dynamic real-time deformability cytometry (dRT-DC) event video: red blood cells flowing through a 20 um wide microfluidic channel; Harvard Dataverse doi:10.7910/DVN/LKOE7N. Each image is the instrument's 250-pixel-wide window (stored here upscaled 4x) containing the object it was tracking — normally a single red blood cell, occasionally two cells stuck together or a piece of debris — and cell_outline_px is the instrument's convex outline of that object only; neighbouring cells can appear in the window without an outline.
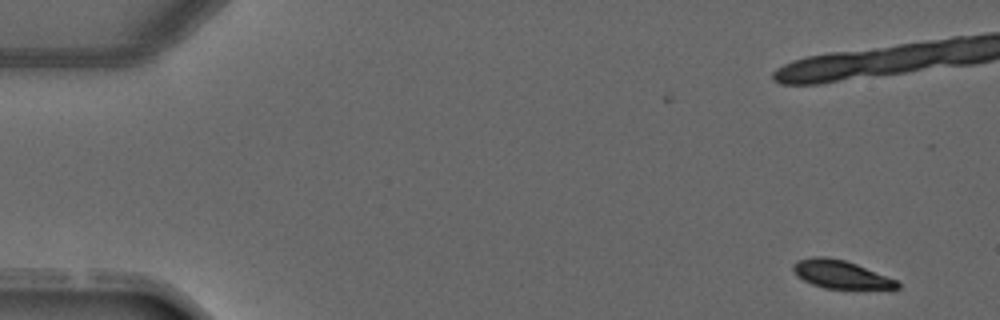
{"species": "common noctule bat (a hibernating species)", "species_latin": "Nyctalus noctula", "temperature_condition": "warm", "stored_images_in_passage": 5, "camera_frame_rate_fps": 3000, "um_per_image_px": 0.085, "animal": {"sex": "male", "forearm_length_mm": 52.5}, "frame": {"image": 1, "passage_image": 1, "time_ms": 0.0, "image_size_px": [1000, 320], "cell_outline_px": [[900, 288], [824, 288], [812, 284], [796, 276], [792, 268], [792, 264], [800, 260], [812, 256], [824, 256], [844, 260], [856, 264], [896, 280], [900, 284]], "centroid_in_image_um": [71.41, 23.31], "position_along_channel_um": 13.6, "area_um2": 16.7}}